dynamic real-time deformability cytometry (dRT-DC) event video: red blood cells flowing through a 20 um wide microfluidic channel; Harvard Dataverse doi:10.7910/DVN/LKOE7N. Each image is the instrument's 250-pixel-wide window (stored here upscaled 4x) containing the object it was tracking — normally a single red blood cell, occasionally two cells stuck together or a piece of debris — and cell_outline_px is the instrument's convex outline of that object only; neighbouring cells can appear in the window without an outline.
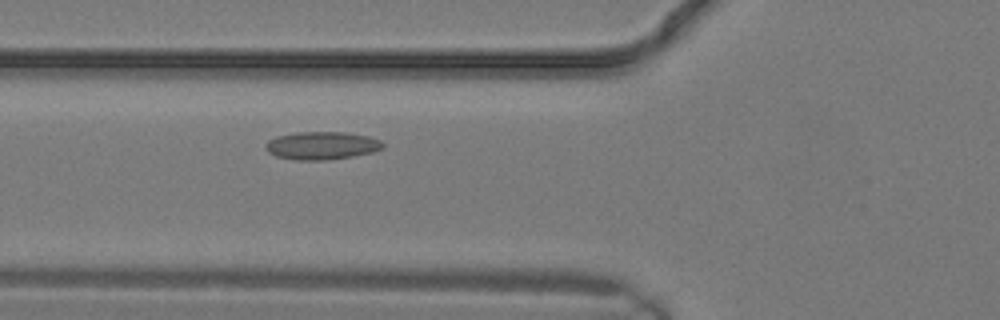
{"species": "common noctule bat (a hibernating species)", "species_latin": "Nyctalus noctula", "temperature_condition": "warm", "stored_images_in_passage": 4, "camera_frame_rate_fps": 3000, "um_per_image_px": 0.085, "animal": {"sex": "male", "body_mass_g": 19.2, "forearm_length_mm": 51.8}, "frame": {"image": 1, "passage_image": 4, "time_ms": 1.0, "image_size_px": [1000, 320], "cell_outline_px": [[384, 148], [372, 152], [352, 156], [328, 160], [296, 160], [276, 156], [268, 152], [264, 148], [264, 144], [268, 140], [276, 136], [296, 132], [344, 132], [368, 136], [380, 140], [384, 144]], "centroid_in_image_um": [27.32, 12.37], "position_along_channel_um": 98.5, "area_um2": 19.19}}